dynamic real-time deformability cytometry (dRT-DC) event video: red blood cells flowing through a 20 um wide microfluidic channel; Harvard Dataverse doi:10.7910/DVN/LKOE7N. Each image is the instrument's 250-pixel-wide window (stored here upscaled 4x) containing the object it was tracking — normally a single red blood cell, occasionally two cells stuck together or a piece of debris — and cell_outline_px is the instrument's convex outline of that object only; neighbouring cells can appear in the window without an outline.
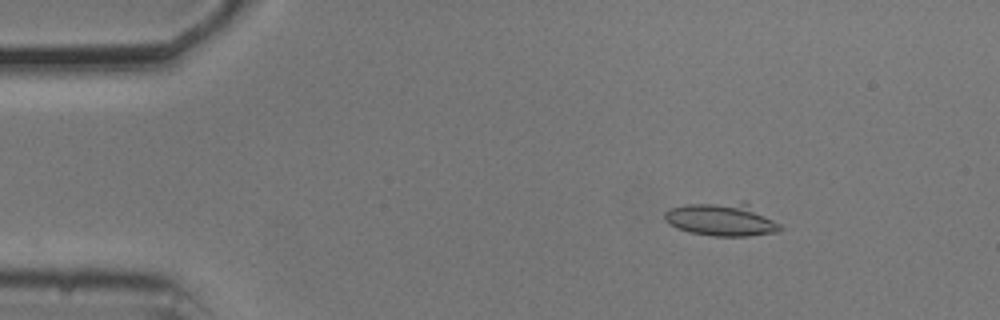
{"species": "common noctule bat (a hibernating species)", "species_latin": "Nyctalus noctula", "temperature_condition": "cold", "stored_images_in_passage": 22, "camera_frame_rate_fps": 3000, "um_per_image_px": 0.085, "animal": {"sex": "male", "body_mass_g": 20.5, "forearm_length_mm": 52.5}, "frame": {"image": 1, "passage_image": 7, "time_ms": 2.0, "image_size_px": [1000, 320], "cell_outline_px": [[784, 228], [780, 232], [748, 236], [712, 236], [688, 232], [676, 228], [668, 224], [664, 220], [664, 212], [672, 208], [688, 204], [744, 200], [780, 224]], "centroid_in_image_um": [61.36, 18.64], "position_along_channel_um": 23.6, "area_um2": 22.77}}
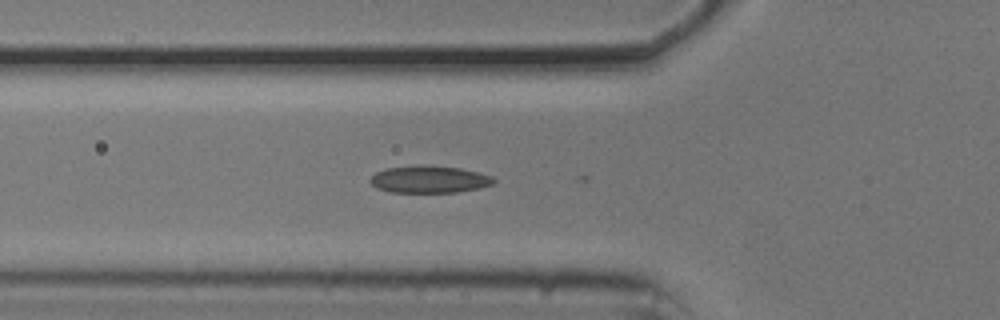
{"frame": {"image": 2, "passage_image": 18, "time_ms": 5.667, "image_size_px": [1000, 320], "cell_outline_px": [[496, 180], [492, 184], [480, 188], [456, 192], [388, 192], [376, 188], [368, 180], [376, 172], [388, 168], [460, 168], [480, 172], [492, 176]], "centroid_in_image_um": [36.52, 15.3], "position_along_channel_um": 89.3, "area_um2": 18.67}}
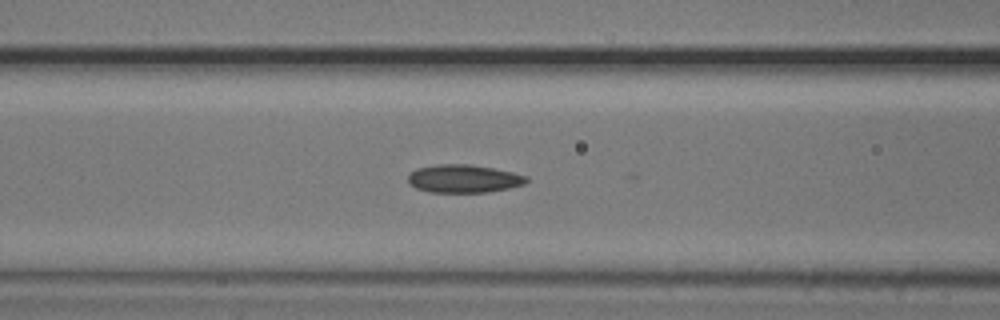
{"frame": {"image": 3, "passage_image": 21, "time_ms": 6.667, "image_size_px": [1000, 320], "cell_outline_px": [[528, 180], [524, 184], [508, 188], [488, 192], [428, 192], [416, 188], [408, 184], [408, 176], [416, 168], [436, 164], [468, 164], [492, 168], [512, 172], [528, 176]], "centroid_in_image_um": [39.39, 15.18], "position_along_channel_um": 127.2, "area_um2": 19.36}}